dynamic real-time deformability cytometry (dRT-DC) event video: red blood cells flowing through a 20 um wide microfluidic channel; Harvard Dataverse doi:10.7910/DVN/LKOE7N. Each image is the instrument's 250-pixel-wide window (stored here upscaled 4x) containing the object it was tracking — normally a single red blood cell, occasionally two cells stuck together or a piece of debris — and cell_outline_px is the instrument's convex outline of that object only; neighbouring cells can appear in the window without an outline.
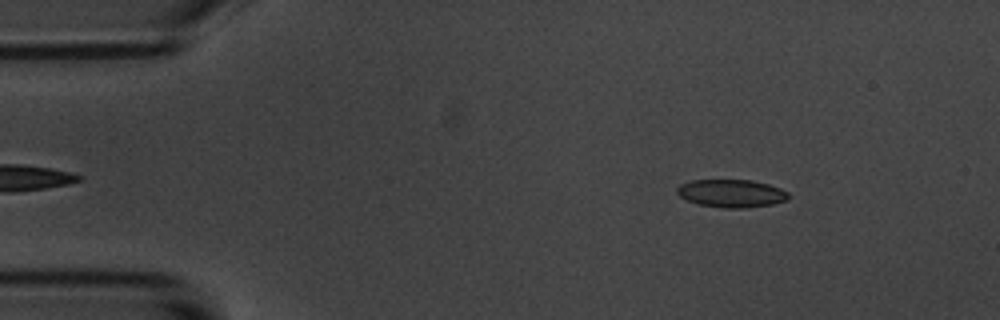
{"species": "common noctule bat (a hibernating species)", "species_latin": "Nyctalus noctula", "temperature_condition": "room temperature", "stored_images_in_passage": 52, "camera_frame_rate_fps": 3000, "um_per_image_px": 0.085, "animal": {"sex": "male", "body_mass_g": 20.1, "forearm_length_mm": 53.5}, "frame": {"image": 1, "passage_image": 4, "time_ms": 1.0, "image_size_px": [1000, 320], "cell_outline_px": [[788, 200], [772, 204], [748, 208], [724, 208], [696, 204], [680, 196], [676, 192], [676, 188], [680, 184], [692, 180], [752, 180], [768, 184], [780, 188], [788, 192]], "centroid_in_image_um": [62.16, 16.44], "position_along_channel_um": 22.8, "area_um2": 18.21}}
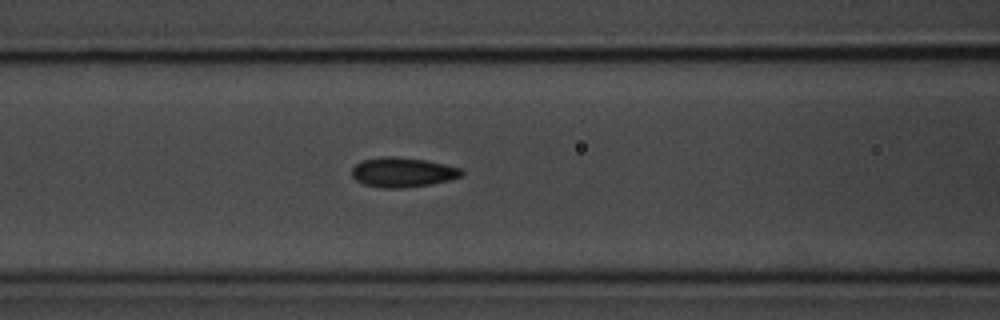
{"frame": {"image": 2, "passage_image": 19, "time_ms": 6.0, "image_size_px": [1000, 320], "cell_outline_px": [[464, 172], [460, 176], [448, 180], [432, 184], [408, 188], [380, 188], [364, 184], [356, 180], [352, 176], [352, 168], [360, 160], [388, 156], [424, 160], [444, 164], [460, 168]], "centroid_in_image_um": [34.19, 14.66], "position_along_channel_um": 132.4, "area_um2": 18.9}}
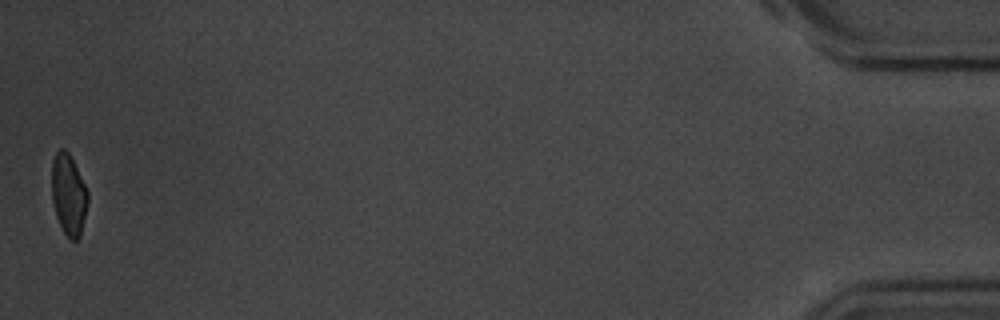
{"frame": {"image": 3, "passage_image": 52, "time_ms": 17.0, "image_size_px": [1000, 320], "cell_outline_px": [[88, 200], [80, 236], [76, 240], [72, 240], [64, 232], [56, 216], [52, 200], [52, 160], [56, 152], [60, 148], [64, 148], [68, 152], [88, 192]], "centroid_in_image_um": [5.81, 16.53], "position_along_channel_um": 429.4, "area_um2": 16.7}, "authors_computed_cell_mechanics": {"area_um2": 18.4671, "velocity_mm_per_s": 3.5694, "shape_relaxation_time_tau1_ms": 3.4832, "shape_relaxation_time_tau2_ms": 2.2343, "deformation_change_tau1": 0.1046, "deformation_change_tau2": 0.0811}}